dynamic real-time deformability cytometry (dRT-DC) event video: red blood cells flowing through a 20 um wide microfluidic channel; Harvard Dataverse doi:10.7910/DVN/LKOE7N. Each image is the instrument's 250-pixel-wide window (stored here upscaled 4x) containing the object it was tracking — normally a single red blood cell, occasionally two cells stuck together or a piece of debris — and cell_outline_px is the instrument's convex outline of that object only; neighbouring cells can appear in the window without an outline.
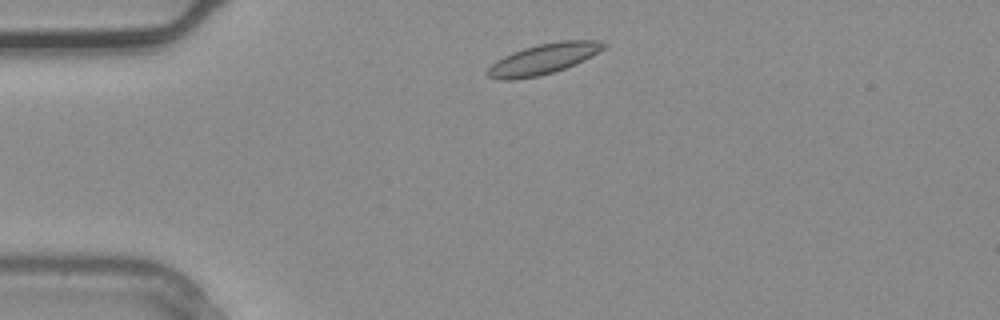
{"species": "common noctule bat (a hibernating species)", "species_latin": "Nyctalus noctula", "temperature_condition": "warm", "stored_images_in_passage": 2, "camera_frame_rate_fps": 3000, "um_per_image_px": 0.085, "animal": {"sex": "male", "body_mass_g": 20.4}, "frame": {"image": 1, "passage_image": 1, "time_ms": 0.0, "image_size_px": [1000, 320], "cell_outline_px": [[608, 44], [604, 48], [592, 56], [576, 64], [540, 76], [516, 80], [500, 80], [488, 76], [484, 72], [496, 60], [512, 52], [524, 48], [540, 44], [560, 40], [596, 40]], "centroid_in_image_um": [46.16, 5.02], "position_along_channel_um": 38.8, "area_um2": 20.69}}